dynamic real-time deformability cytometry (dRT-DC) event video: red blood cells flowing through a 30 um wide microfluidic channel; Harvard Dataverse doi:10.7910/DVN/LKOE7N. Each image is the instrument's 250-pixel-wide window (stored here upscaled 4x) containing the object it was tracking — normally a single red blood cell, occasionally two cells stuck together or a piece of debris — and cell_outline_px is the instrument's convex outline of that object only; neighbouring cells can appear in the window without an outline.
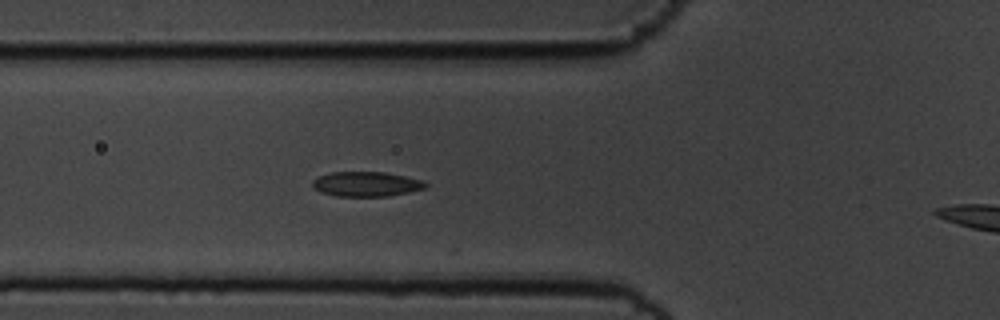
{"species": "common noctule bat (a hibernating species)", "species_latin": "Nyctalus noctula", "temperature_condition": "cold", "stored_images_in_passage": 15, "camera_frame_rate_fps": 3000, "um_per_image_px": 0.085, "animal": {"sex": "male", "body_mass_g": 19.5, "forearm_length_mm": 54.6}, "frame": {"image": 1, "passage_image": 13, "time_ms": 4.0, "image_size_px": [1000, 320], "cell_outline_px": [[428, 184], [424, 188], [408, 192], [388, 196], [336, 196], [320, 192], [312, 188], [312, 180], [316, 176], [332, 172], [384, 172], [424, 180]], "centroid_in_image_um": [31.08, 15.64], "position_along_channel_um": 94.7, "area_um2": 16.42}}